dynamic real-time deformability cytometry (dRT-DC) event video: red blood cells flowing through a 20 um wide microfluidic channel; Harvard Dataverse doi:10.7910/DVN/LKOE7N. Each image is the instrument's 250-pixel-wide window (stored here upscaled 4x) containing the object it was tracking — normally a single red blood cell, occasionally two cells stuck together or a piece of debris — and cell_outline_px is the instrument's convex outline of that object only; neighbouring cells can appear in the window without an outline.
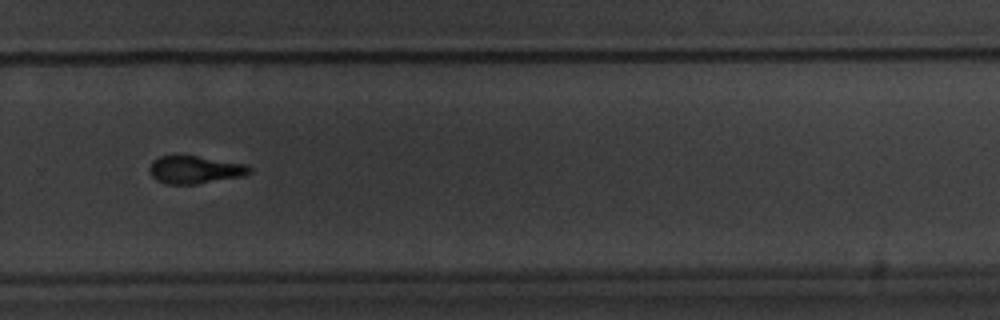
{"species": "common noctule bat (a hibernating species)", "species_latin": "Nyctalus noctula", "temperature_condition": "warm", "stored_images_in_passage": 17, "camera_frame_rate_fps": 3000, "um_per_image_px": 0.085, "animal": {"sex": "male", "body_mass_g": 20.1, "forearm_length_mm": 53.5}, "frame": {"image": 1, "passage_image": 12, "time_ms": 13.667, "image_size_px": [1000, 320], "cell_outline_px": [[252, 172], [244, 176], [196, 184], [168, 184], [156, 180], [152, 176], [148, 168], [152, 160], [160, 156], [176, 152], [248, 164], [252, 168]], "centroid_in_image_um": [16.55, 14.38], "position_along_channel_um": 313.2, "area_um2": 16.94}}
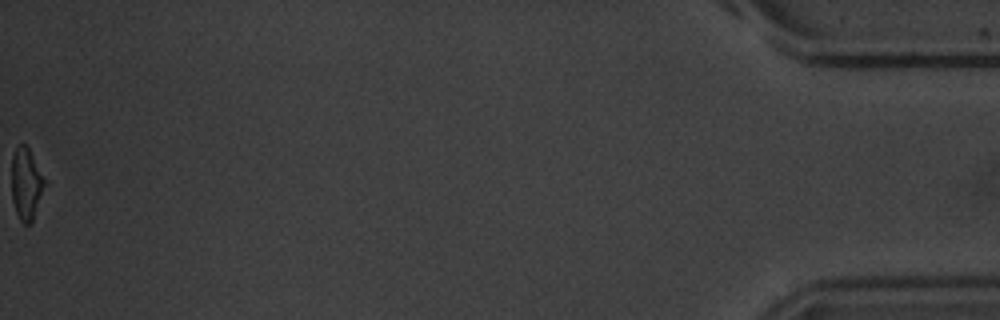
{"frame": {"image": 2, "passage_image": 17, "time_ms": 20.0, "image_size_px": [1000, 320], "cell_outline_px": [[44, 184], [32, 224], [24, 224], [20, 220], [16, 212], [12, 200], [12, 156], [16, 148], [20, 144], [24, 144], [28, 148], [44, 180]], "centroid_in_image_um": [2.19, 15.67], "position_along_channel_um": 433.0, "area_um2": 13.29}, "authors_computed_cell_mechanics": {"area_um2": 17.1666, "velocity_mm_per_s": 3.3558, "shape_relaxation_time_tau1_ms": 2.0452, "shape_relaxation_time_tau2_ms": 2.0137, "deformation_change_tau1": 0.1094, "deformation_change_tau2": 0.0613}}